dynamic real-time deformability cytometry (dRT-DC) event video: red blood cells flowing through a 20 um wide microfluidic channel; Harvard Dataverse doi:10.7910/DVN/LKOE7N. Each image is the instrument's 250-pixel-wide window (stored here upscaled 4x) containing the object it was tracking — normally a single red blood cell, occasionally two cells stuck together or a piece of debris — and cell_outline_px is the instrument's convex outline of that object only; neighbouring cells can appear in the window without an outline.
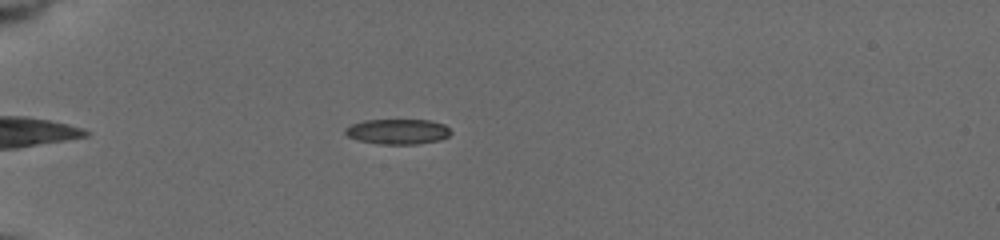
{"species": "common noctule bat (a hibernating species)", "species_latin": "Nyctalus noctula", "temperature_condition": "cold", "stored_images_in_passage": 48, "camera_frame_rate_fps": 3000, "um_per_image_px": 0.085, "animal": {"sex": "female", "body_mass_g": 19.5, "forearm_length_mm": 54.1}, "frame": {"image": 1, "passage_image": 9, "time_ms": 2.667, "image_size_px": [1000, 240], "cell_outline_px": [[452, 132], [448, 136], [440, 140], [416, 144], [380, 144], [360, 140], [348, 136], [344, 132], [344, 128], [352, 124], [364, 120], [428, 120], [444, 124]], "centroid_in_image_um": [33.81, 11.18], "position_along_channel_um": 51.2, "area_um2": 15.43}}
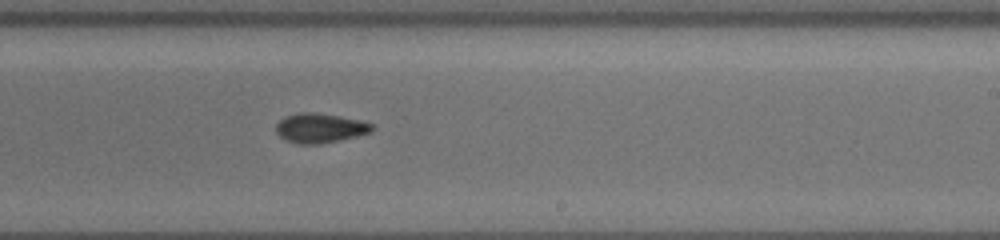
{"frame": {"image": 2, "passage_image": 28, "time_ms": 9.0, "image_size_px": [1000, 240], "cell_outline_px": [[372, 132], [356, 136], [316, 144], [296, 144], [280, 136], [276, 132], [276, 124], [280, 120], [288, 116], [300, 112], [312, 112], [336, 116], [356, 120], [372, 124]], "centroid_in_image_um": [27.15, 10.89], "position_along_channel_um": 261.8, "area_um2": 15.95}}
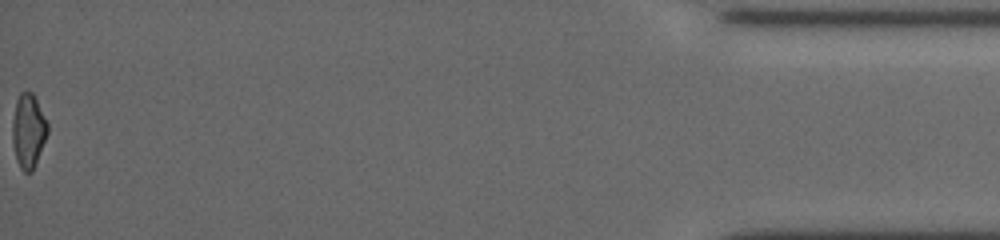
{"frame": {"image": 3, "passage_image": 48, "time_ms": 15.667, "image_size_px": [1000, 240], "cell_outline_px": [[48, 132], [32, 172], [24, 172], [20, 168], [16, 160], [12, 140], [12, 124], [16, 100], [20, 92], [32, 92], [48, 124]], "centroid_in_image_um": [2.39, 11.14], "position_along_channel_um": 432.8, "area_um2": 15.03}, "authors_computed_cell_mechanics": {"area_um2": 15.8083, "velocity_mm_per_s": 3.7754, "shape_relaxation_time_tau1_ms": 6.9951, "shape_relaxation_time_tau2_ms": null, "deformation_change_tau1": 0.18, "deformation_change_tau2": null}}